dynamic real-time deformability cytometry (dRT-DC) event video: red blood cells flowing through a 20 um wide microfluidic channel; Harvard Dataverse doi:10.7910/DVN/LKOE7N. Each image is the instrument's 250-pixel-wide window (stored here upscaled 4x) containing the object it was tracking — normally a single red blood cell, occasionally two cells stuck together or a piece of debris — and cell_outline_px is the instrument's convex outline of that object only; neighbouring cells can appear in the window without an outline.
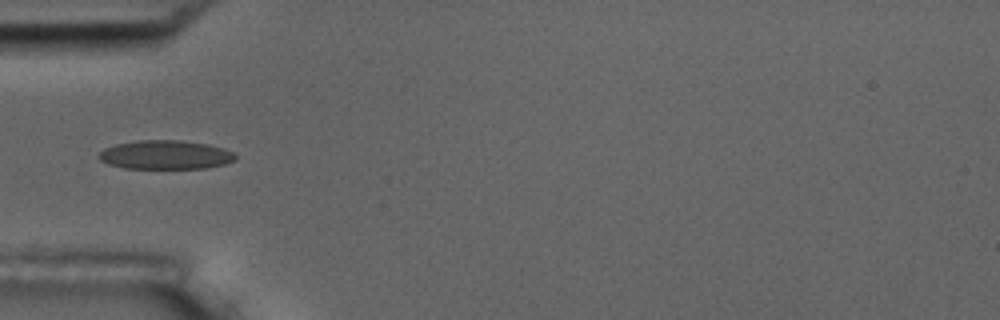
{"species": "common noctule bat (a hibernating species)", "species_latin": "Nyctalus noctula", "temperature_condition": "room temperature", "stored_images_in_passage": 8, "camera_frame_rate_fps": 3000, "um_per_image_px": 0.085, "animal": {"sex": "male", "body_mass_g": 17.5, "forearm_length_mm": 52.3}, "frame": {"image": 1, "passage_image": 6, "time_ms": 5.667, "image_size_px": [1000, 320], "cell_outline_px": [[236, 160], [224, 164], [204, 168], [124, 168], [108, 164], [100, 160], [96, 156], [104, 148], [116, 144], [136, 140], [180, 140], [208, 144], [224, 148], [232, 152], [236, 156]], "centroid_in_image_um": [14.04, 13.15], "position_along_channel_um": 71.0, "area_um2": 23.06}}